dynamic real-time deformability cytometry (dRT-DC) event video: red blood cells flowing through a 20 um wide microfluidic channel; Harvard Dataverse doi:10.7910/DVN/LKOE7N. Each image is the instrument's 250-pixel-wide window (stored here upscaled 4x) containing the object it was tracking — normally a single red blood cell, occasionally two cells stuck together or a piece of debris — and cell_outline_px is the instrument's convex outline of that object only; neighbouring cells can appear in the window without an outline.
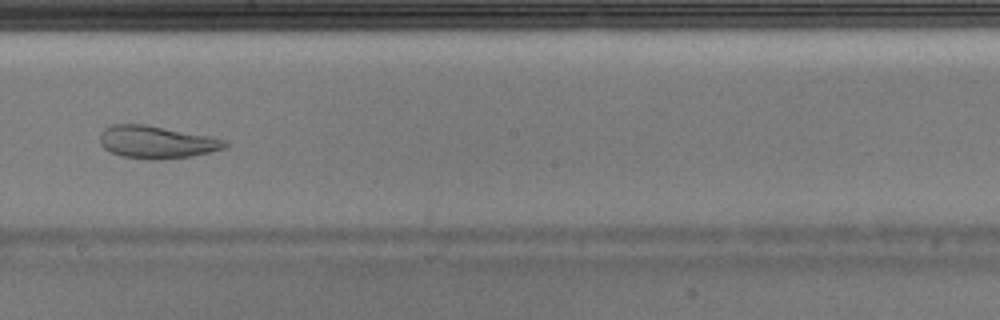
{"species": "Egyptian fruit bat (a non-hibernating species)", "species_latin": "Rousettus aegyptiacus", "temperature_condition": "warm", "stored_images_in_passage": 42, "camera_frame_rate_fps": 3000, "um_per_image_px": 0.085, "animal": {"sex": "male"}, "frame": {"image": 1, "passage_image": 24, "time_ms": 7.667, "image_size_px": [1000, 320], "cell_outline_px": [[228, 144], [224, 148], [192, 156], [164, 160], [148, 160], [120, 156], [104, 148], [100, 144], [100, 132], [104, 128], [112, 124], [144, 124], [208, 136], [228, 140]], "centroid_in_image_um": [13.28, 12.09], "position_along_channel_um": 234.9, "area_um2": 23.81}}